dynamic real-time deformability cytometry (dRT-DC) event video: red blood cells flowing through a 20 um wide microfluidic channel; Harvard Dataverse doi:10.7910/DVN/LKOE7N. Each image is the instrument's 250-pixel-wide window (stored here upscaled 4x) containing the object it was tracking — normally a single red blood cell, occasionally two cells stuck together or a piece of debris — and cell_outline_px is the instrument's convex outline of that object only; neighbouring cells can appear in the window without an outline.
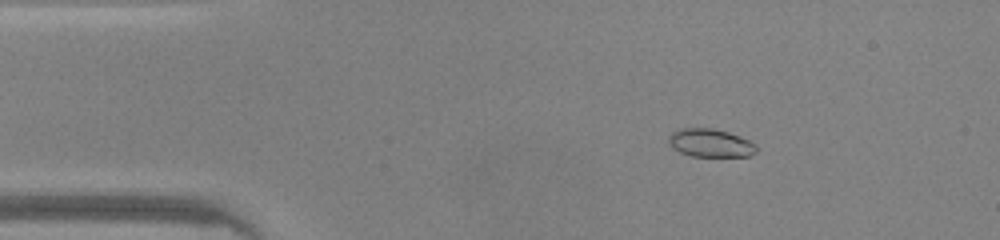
{"species": "common noctule bat (a hibernating species)", "species_latin": "Nyctalus noctula", "temperature_condition": "warm", "stored_images_in_passage": 46, "camera_frame_rate_fps": 3000, "um_per_image_px": 0.085, "animal": {"sex": "male", "body_mass_g": 20.0, "forearm_length_mm": 53.3}, "frame": {"image": 1, "passage_image": 6, "time_ms": 1.667, "image_size_px": [1000, 240], "cell_outline_px": [[756, 152], [748, 156], [692, 156], [680, 152], [672, 148], [668, 144], [668, 136], [672, 132], [680, 128], [712, 128], [728, 132], [740, 136], [756, 144]], "centroid_in_image_um": [60.35, 12.14], "position_along_channel_um": 24.6, "area_um2": 14.45}}
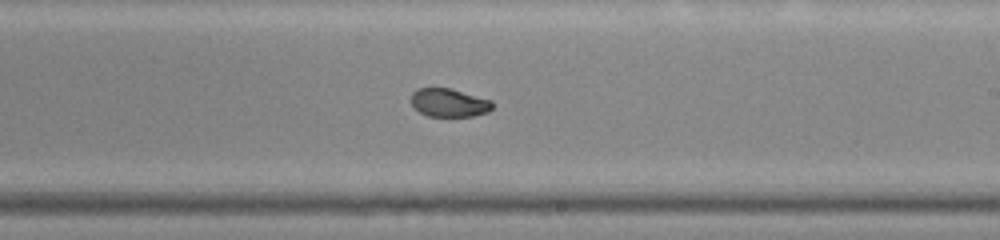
{"frame": {"image": 2, "passage_image": 26, "time_ms": 8.333, "image_size_px": [1000, 240], "cell_outline_px": [[492, 108], [488, 112], [472, 116], [428, 116], [420, 112], [412, 104], [412, 92], [420, 88], [448, 88], [492, 100]], "centroid_in_image_um": [38.18, 8.73], "position_along_channel_um": 250.8, "area_um2": 13.18}}
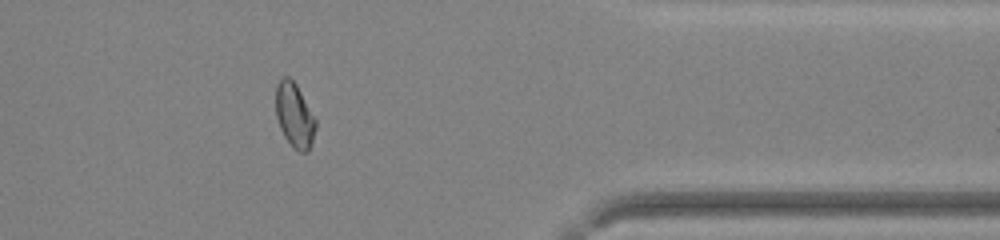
{"frame": {"image": 3, "passage_image": 37, "time_ms": 12.0, "image_size_px": [1000, 240], "cell_outline_px": [[316, 128], [308, 152], [300, 152], [292, 148], [284, 136], [280, 128], [276, 116], [276, 84], [284, 76], [288, 76], [296, 84], [316, 120]], "centroid_in_image_um": [25.02, 9.82], "position_along_channel_um": 386.4, "area_um2": 14.91}, "authors_computed_cell_mechanics": {"area_um2": 14.6234, "velocity_mm_per_s": 4.2897, "shape_relaxation_time_tau1_ms": 7.1471, "shape_relaxation_time_tau2_ms": null, "deformation_change_tau1": 0.2035, "deformation_change_tau2": null}}